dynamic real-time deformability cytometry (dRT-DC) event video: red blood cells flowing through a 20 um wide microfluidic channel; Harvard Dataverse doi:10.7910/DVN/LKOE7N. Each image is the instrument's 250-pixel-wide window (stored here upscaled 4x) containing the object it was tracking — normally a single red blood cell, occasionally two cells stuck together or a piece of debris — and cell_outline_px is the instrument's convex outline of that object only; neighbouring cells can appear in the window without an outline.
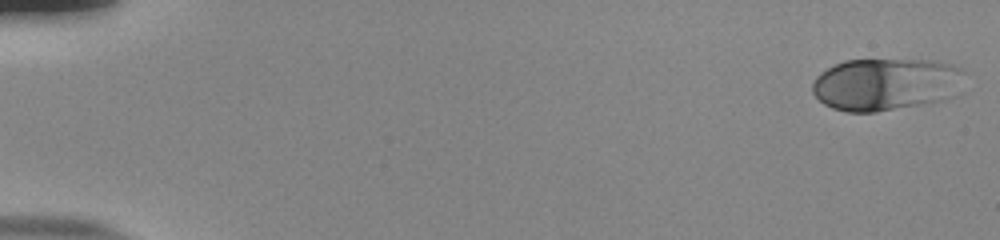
{"species": "human", "species_latin": "Homo sapiens", "temperature_condition": "room temperature", "stored_images_in_passage": 53, "camera_frame_rate_fps": 3000, "um_per_image_px": 0.085, "donor": {"sex": "male"}, "frame": {"image": 1, "passage_image": 1, "time_ms": 0.0, "image_size_px": [1000, 240], "cell_outline_px": [[964, 72], [956, 96], [944, 100], [876, 112], [848, 112], [832, 108], [824, 104], [812, 92], [812, 84], [816, 76], [820, 72], [844, 60], [932, 60], [952, 64], [960, 68]], "centroid_in_image_um": [75.3, 7.16], "position_along_channel_um": 9.7, "area_um2": 46.59}}
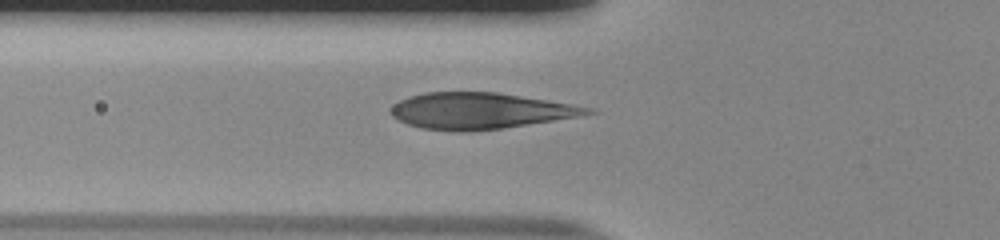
{"frame": {"image": 2, "passage_image": 20, "time_ms": 6.333, "image_size_px": [1000, 240], "cell_outline_px": [[596, 112], [576, 116], [504, 128], [464, 132], [452, 132], [420, 128], [396, 120], [388, 112], [400, 100], [408, 96], [424, 92], [496, 92], [548, 100], [572, 104], [592, 108]], "centroid_in_image_um": [40.72, 9.43], "position_along_channel_um": 85.1, "area_um2": 41.38}}
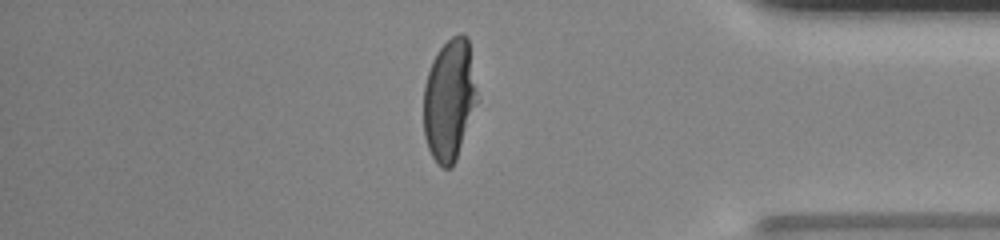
{"frame": {"image": 3, "passage_image": 46, "time_ms": 15.0, "image_size_px": [1000, 240], "cell_outline_px": [[480, 100], [456, 160], [452, 168], [444, 168], [432, 156], [428, 148], [424, 136], [424, 84], [432, 60], [436, 52], [452, 36], [460, 32], [468, 36]], "centroid_in_image_um": [38.24, 8.46], "position_along_channel_um": 397.0, "area_um2": 38.84}}